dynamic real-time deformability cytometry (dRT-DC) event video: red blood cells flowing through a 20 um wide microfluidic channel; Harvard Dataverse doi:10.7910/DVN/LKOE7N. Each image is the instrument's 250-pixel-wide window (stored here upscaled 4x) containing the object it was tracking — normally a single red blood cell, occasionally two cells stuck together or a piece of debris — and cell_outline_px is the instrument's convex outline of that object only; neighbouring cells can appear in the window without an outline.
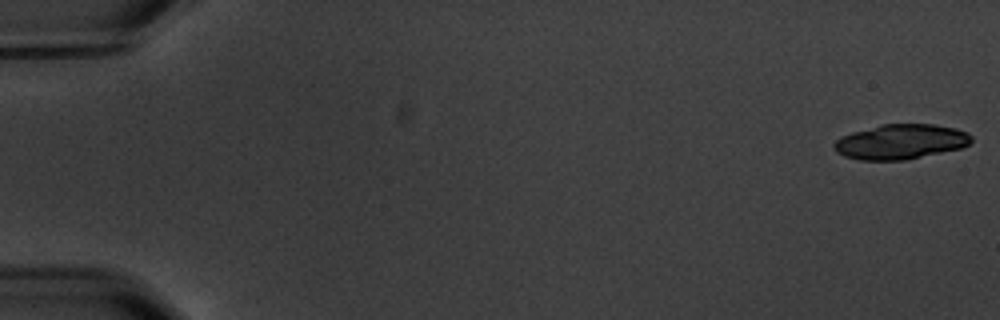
{"species": "common noctule bat (a hibernating species)", "species_latin": "Nyctalus noctula", "temperature_condition": "warm", "stored_images_in_passage": 5, "camera_frame_rate_fps": 3000, "um_per_image_px": 0.085, "animal": {"sex": "male", "body_mass_g": 20.1, "forearm_length_mm": 53.5}, "frame": {"image": 1, "passage_image": 1, "time_ms": 0.0, "image_size_px": [1000, 320], "cell_outline_px": [[972, 140], [968, 144], [960, 148], [904, 160], [860, 160], [844, 156], [836, 152], [832, 148], [832, 144], [840, 136], [852, 132], [880, 124], [936, 124], [956, 128], [968, 132], [972, 136]], "centroid_in_image_um": [76.52, 12.04], "position_along_channel_um": 8.5, "area_um2": 28.09}}